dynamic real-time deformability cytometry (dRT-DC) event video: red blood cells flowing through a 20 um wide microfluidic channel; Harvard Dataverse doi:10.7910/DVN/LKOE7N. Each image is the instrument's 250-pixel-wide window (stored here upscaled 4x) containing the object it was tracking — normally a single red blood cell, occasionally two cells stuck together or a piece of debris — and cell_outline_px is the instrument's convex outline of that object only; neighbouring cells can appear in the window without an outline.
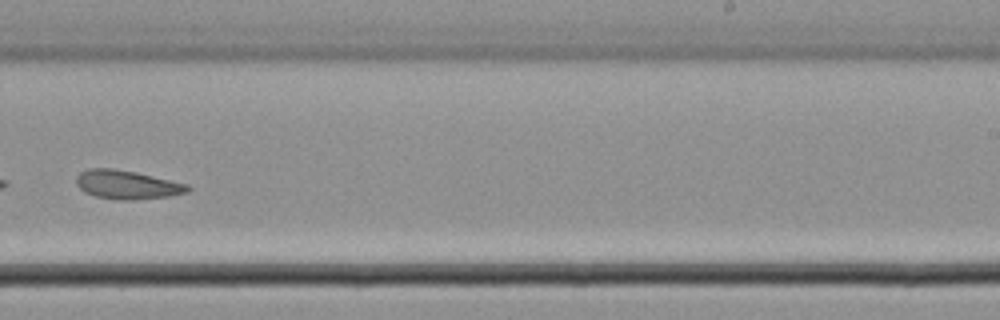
{"species": "common noctule bat (a hibernating species)", "species_latin": "Nyctalus noctula", "temperature_condition": "cold", "stored_images_in_passage": 36, "camera_frame_rate_fps": 3000, "um_per_image_px": 0.085, "animal": {"sex": "male", "body_mass_g": 21.5, "forearm_length_mm": 52.0}, "frame": {"image": 1, "passage_image": 21, "time_ms": 6.667, "image_size_px": [1000, 320], "cell_outline_px": [[192, 188], [188, 192], [168, 196], [132, 200], [120, 200], [96, 196], [84, 192], [76, 184], [76, 176], [80, 172], [88, 168], [108, 168], [136, 172], [188, 184]], "centroid_in_image_um": [10.79, 15.69], "position_along_channel_um": 278.2, "area_um2": 18.61}}
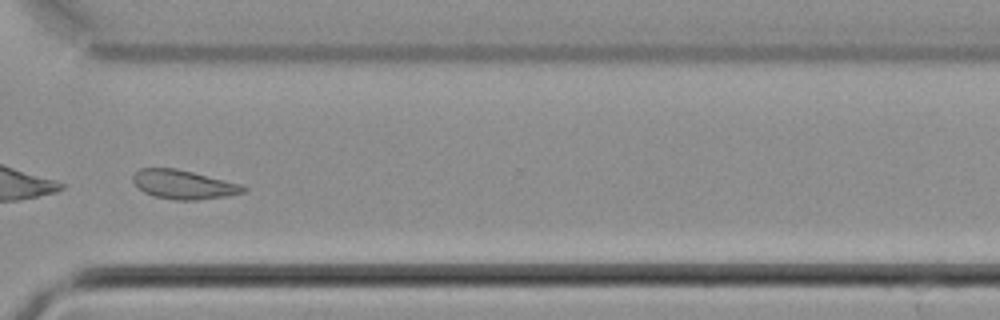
{"frame": {"image": 2, "passage_image": 26, "time_ms": 8.333, "image_size_px": [1000, 320], "cell_outline_px": [[248, 188], [244, 192], [228, 196], [196, 200], [176, 200], [156, 196], [144, 192], [132, 180], [132, 176], [140, 168], [176, 168], [240, 184]], "centroid_in_image_um": [15.61, 15.68], "position_along_channel_um": 355.0, "area_um2": 18.38}}